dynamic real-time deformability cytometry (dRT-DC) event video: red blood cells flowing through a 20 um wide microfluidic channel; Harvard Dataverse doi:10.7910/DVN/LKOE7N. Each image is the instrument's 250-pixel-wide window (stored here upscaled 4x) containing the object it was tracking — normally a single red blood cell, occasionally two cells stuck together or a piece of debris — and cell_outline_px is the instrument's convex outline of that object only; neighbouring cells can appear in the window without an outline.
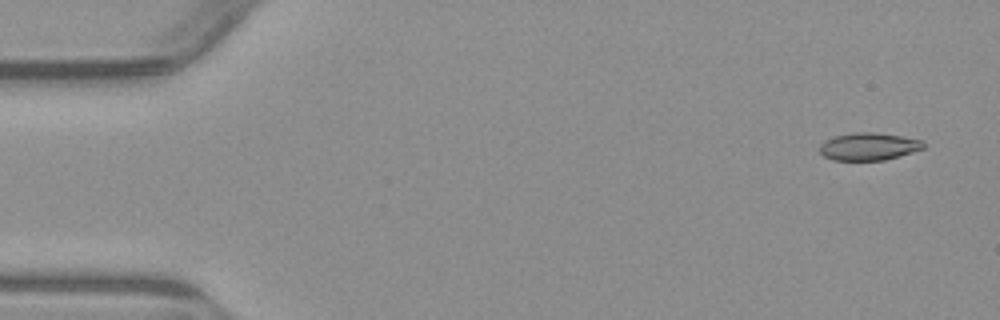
{"species": "common noctule bat (a hibernating species)", "species_latin": "Nyctalus noctula", "temperature_condition": "warm", "stored_images_in_passage": 4, "camera_frame_rate_fps": 3000, "um_per_image_px": 0.085, "animal": {"sex": "male", "body_mass_g": 23.1, "forearm_length_mm": 52.7}, "frame": {"image": 1, "passage_image": 1, "time_ms": 0.0, "image_size_px": [1000, 320], "cell_outline_px": [[924, 148], [900, 156], [884, 160], [832, 160], [824, 156], [820, 152], [820, 144], [824, 140], [836, 136], [852, 132], [872, 132], [900, 136], [924, 140]], "centroid_in_image_um": [73.83, 12.45], "position_along_channel_um": 11.2, "area_um2": 16.65}}
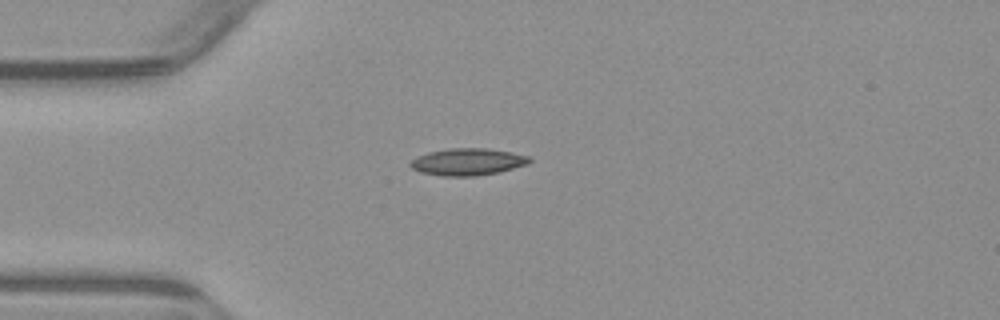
{"frame": {"image": 2, "passage_image": 4, "time_ms": 3.667, "image_size_px": [1000, 320], "cell_outline_px": [[532, 160], [528, 164], [500, 172], [476, 176], [440, 176], [420, 172], [412, 168], [408, 164], [416, 156], [428, 152], [448, 148], [488, 148], [512, 152], [528, 156]], "centroid_in_image_um": [39.74, 13.75], "position_along_channel_um": 45.3, "area_um2": 18.96}}